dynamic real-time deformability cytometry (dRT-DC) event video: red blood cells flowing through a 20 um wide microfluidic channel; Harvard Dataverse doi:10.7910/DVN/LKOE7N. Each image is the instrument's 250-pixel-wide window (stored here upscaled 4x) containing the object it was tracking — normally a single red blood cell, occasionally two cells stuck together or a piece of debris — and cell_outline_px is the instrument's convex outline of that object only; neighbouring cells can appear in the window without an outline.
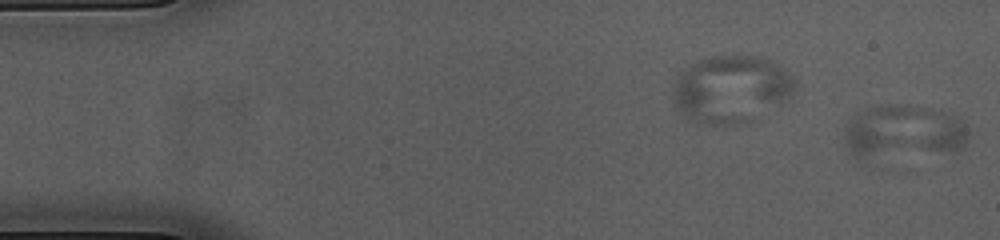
{"species": "common noctule bat (a hibernating species)", "species_latin": "Nyctalus noctula", "temperature_condition": "cold", "stored_images_in_passage": 8, "segment_of_instrument_passage": [2, 2], "camera_frame_rate_fps": 3000, "um_per_image_px": 0.085, "animal": {"sex": "female", "body_mass_g": 23.0, "forearm_length_mm": 53.4}, "frame": {"image": 1, "passage_image": 8, "time_ms": 2.333, "image_size_px": [1000, 240], "cell_outline_px": [[972, 136], [964, 148], [956, 152], [868, 160], [856, 160], [844, 148], [844, 124], [848, 120], [860, 112], [868, 108], [880, 104], [900, 104], [940, 108], [956, 116], [964, 124]], "centroid_in_image_um": [76.79, 11.25], "position_along_channel_um": 8.2, "area_um2": 41.1}}